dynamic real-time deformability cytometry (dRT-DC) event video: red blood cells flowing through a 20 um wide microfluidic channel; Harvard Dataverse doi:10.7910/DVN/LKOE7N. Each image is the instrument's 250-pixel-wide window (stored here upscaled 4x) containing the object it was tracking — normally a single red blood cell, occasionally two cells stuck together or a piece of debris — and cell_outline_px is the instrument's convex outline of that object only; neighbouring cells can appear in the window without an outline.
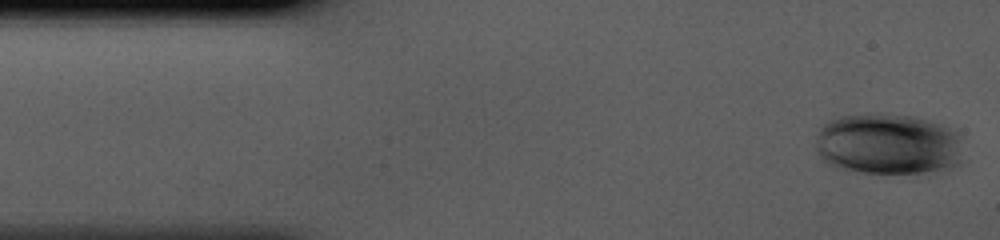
{"species": "human", "species_latin": "Homo sapiens", "temperature_condition": "cold", "stored_images_in_passage": 42, "camera_frame_rate_fps": 3000, "um_per_image_px": 0.085, "donor": {"sex": "male"}, "frame": {"image": 1, "passage_image": 1, "time_ms": 0.0, "image_size_px": [1000, 240], "cell_outline_px": [[960, 164], [944, 168], [924, 172], [860, 172], [832, 168], [824, 164], [816, 148], [816, 136], [820, 128], [828, 120], [840, 116], [872, 112], [888, 112], [912, 116], [928, 120], [940, 124], [956, 132], [960, 136]], "centroid_in_image_um": [75.4, 12.21], "position_along_channel_um": 9.6, "area_um2": 53.12}}
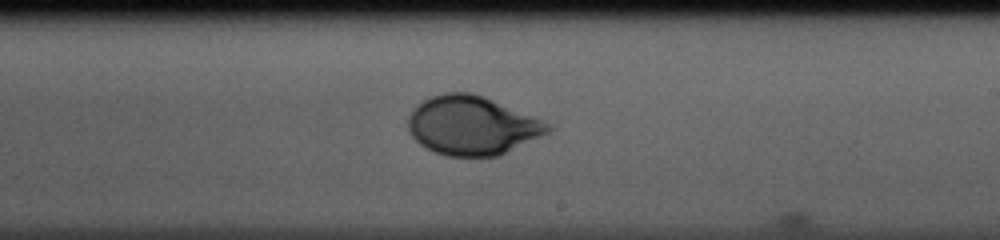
{"frame": {"image": 2, "passage_image": 24, "time_ms": 7.667, "image_size_px": [1000, 240], "cell_outline_px": [[556, 128], [552, 132], [500, 156], [448, 156], [436, 152], [420, 144], [412, 136], [408, 128], [408, 116], [412, 108], [424, 100], [432, 96], [444, 92], [468, 92], [484, 96], [552, 124]], "centroid_in_image_um": [40.17, 10.67], "position_along_channel_um": 248.8, "area_um2": 48.26}}
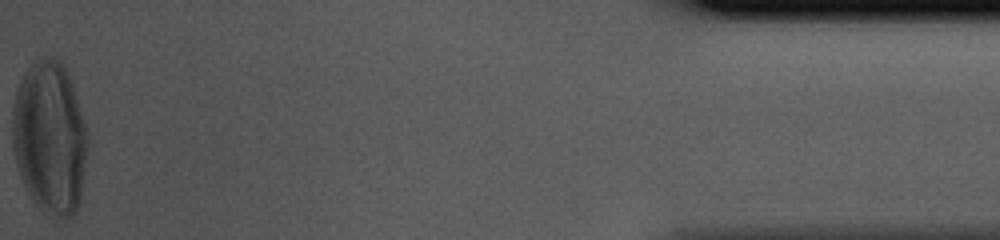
{"frame": {"image": 3, "passage_image": 42, "time_ms": 13.667, "image_size_px": [1000, 240], "cell_outline_px": [[88, 152], [80, 204], [76, 212], [72, 216], [64, 220], [60, 220], [44, 212], [32, 200], [20, 176], [16, 164], [12, 144], [12, 112], [16, 96], [24, 72], [32, 64], [44, 56], [52, 56], [64, 64], [72, 80], [88, 132]], "centroid_in_image_um": [4.27, 11.74], "position_along_channel_um": 430.9, "area_um2": 68.09}}